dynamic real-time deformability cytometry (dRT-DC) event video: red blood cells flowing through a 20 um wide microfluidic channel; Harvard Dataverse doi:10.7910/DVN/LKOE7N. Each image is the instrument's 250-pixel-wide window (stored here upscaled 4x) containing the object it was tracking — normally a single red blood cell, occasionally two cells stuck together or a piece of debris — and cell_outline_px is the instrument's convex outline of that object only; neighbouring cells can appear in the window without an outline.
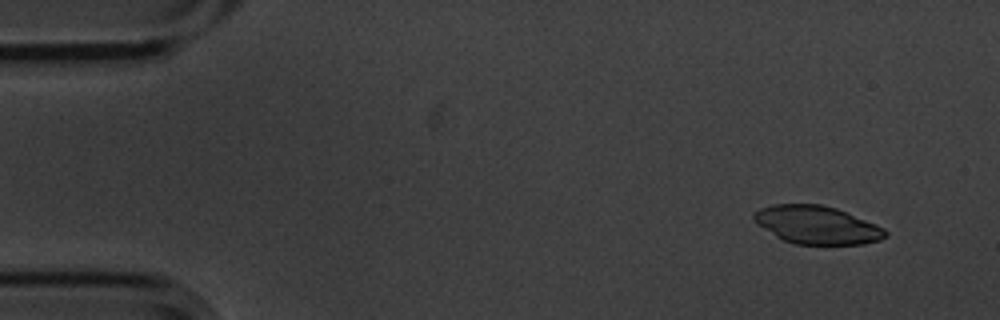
{"species": "common noctule bat (a hibernating species)", "species_latin": "Nyctalus noctula", "temperature_condition": "cold", "stored_images_in_passage": 4, "camera_frame_rate_fps": 3000, "um_per_image_px": 0.085, "animal": {"sex": "male", "body_mass_g": 20.1, "forearm_length_mm": 53.5}, "frame": {"image": 1, "passage_image": 1, "time_ms": 0.0, "image_size_px": [1000, 320], "cell_outline_px": [[888, 236], [880, 240], [864, 244], [796, 244], [784, 240], [776, 236], [760, 224], [752, 216], [760, 208], [772, 204], [820, 204], [836, 208], [876, 224], [884, 228], [888, 232]], "centroid_in_image_um": [69.5, 19.12], "position_along_channel_um": 15.5, "area_um2": 28.84}}